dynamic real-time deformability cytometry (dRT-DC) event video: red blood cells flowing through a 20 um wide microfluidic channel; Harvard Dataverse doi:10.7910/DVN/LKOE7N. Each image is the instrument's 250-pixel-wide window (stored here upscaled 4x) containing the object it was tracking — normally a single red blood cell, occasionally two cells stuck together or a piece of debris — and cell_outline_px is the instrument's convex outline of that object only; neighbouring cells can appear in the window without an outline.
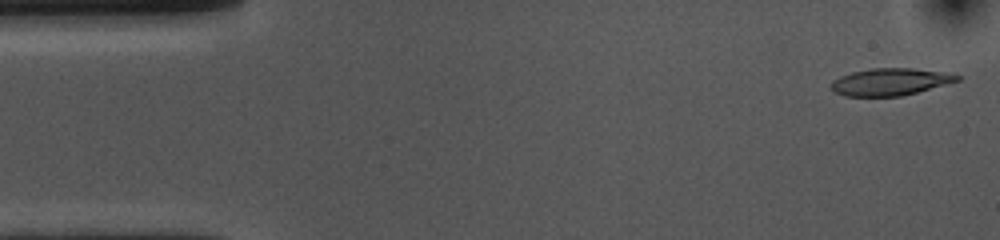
{"species": "common noctule bat (a hibernating species)", "species_latin": "Nyctalus noctula", "temperature_condition": "cold", "stored_images_in_passage": 52, "camera_frame_rate_fps": 3000, "um_per_image_px": 0.085, "animal": {"sex": "female", "body_mass_g": 10.0, "forearm_length_mm": 53.1}, "frame": {"image": 1, "passage_image": 1, "time_ms": 0.0, "image_size_px": [1000, 240], "cell_outline_px": [[960, 80], [916, 92], [900, 96], [844, 96], [836, 92], [832, 88], [832, 80], [840, 76], [852, 72], [872, 68], [912, 68], [940, 72], [960, 76]], "centroid_in_image_um": [75.62, 6.95], "position_along_channel_um": 9.4, "area_um2": 19.54}}
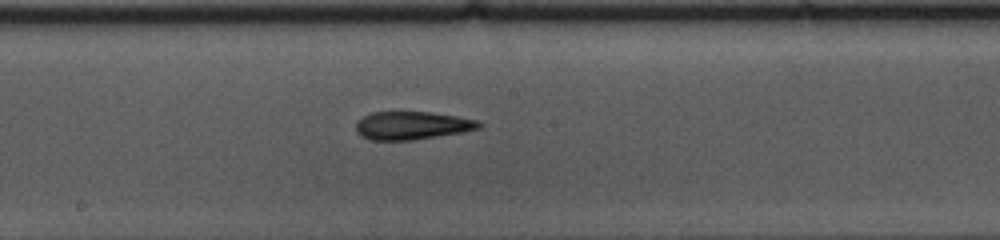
{"frame": {"image": 2, "passage_image": 26, "time_ms": 8.333, "image_size_px": [1000, 240], "cell_outline_px": [[484, 124], [480, 128], [460, 132], [412, 140], [372, 140], [360, 136], [356, 132], [356, 120], [372, 112], [432, 112], [480, 120]], "centroid_in_image_um": [35.01, 10.66], "position_along_channel_um": 213.2, "area_um2": 20.17}}
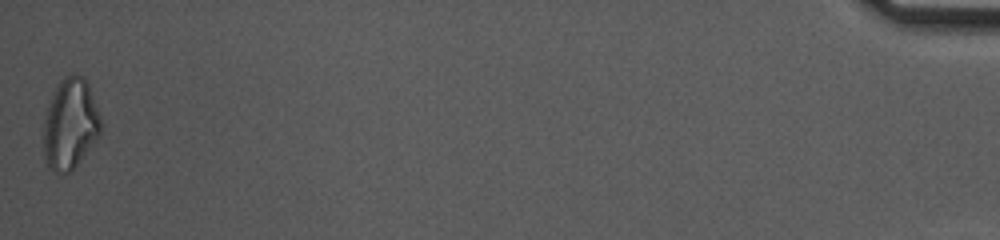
{"frame": {"image": 3, "passage_image": 52, "time_ms": 17.0, "image_size_px": [1000, 240], "cell_outline_px": [[100, 132], [76, 164], [68, 172], [56, 172], [48, 168], [44, 156], [44, 120], [52, 96], [60, 80], [64, 76], [72, 72], [76, 72], [84, 76], [88, 84], [100, 116]], "centroid_in_image_um": [5.95, 10.48], "position_along_channel_um": 429.3, "area_um2": 29.59}, "authors_computed_cell_mechanics": {"area_um2": 20.7791, "velocity_mm_per_s": 3.6722, "shape_relaxation_time_tau1_ms": 4.7823, "shape_relaxation_time_tau2_ms": 3.0869, "deformation_change_tau1": 0.1708, "deformation_change_tau2": 0.1169}}